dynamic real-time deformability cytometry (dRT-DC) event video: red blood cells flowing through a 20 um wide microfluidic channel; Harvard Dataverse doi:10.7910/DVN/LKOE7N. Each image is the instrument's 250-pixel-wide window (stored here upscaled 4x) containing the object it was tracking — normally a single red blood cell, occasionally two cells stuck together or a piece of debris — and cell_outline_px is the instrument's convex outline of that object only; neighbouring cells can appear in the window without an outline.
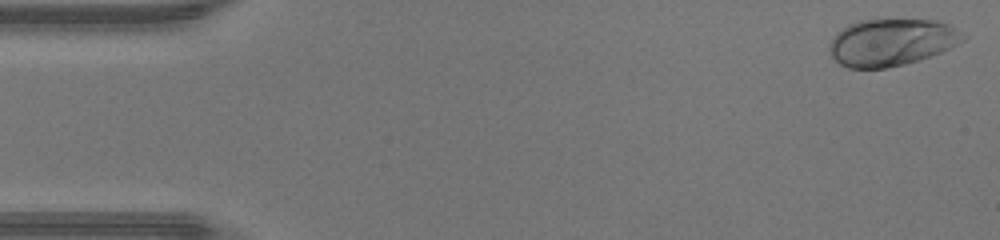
{"species": "human", "species_latin": "Homo sapiens", "temperature_condition": "warm", "stored_images_in_passage": 45, "camera_frame_rate_fps": 3000, "um_per_image_px": 0.085, "donor": {"sex": "male"}, "frame": {"image": 1, "passage_image": 1, "time_ms": 0.0, "image_size_px": [1000, 240], "cell_outline_px": [[968, 36], [964, 40], [940, 52], [904, 64], [884, 68], [848, 68], [840, 64], [832, 56], [828, 48], [828, 44], [836, 32], [848, 24], [860, 20], [936, 20], [948, 24]], "centroid_in_image_um": [75.74, 3.58], "position_along_channel_um": 9.3, "area_um2": 36.41}}
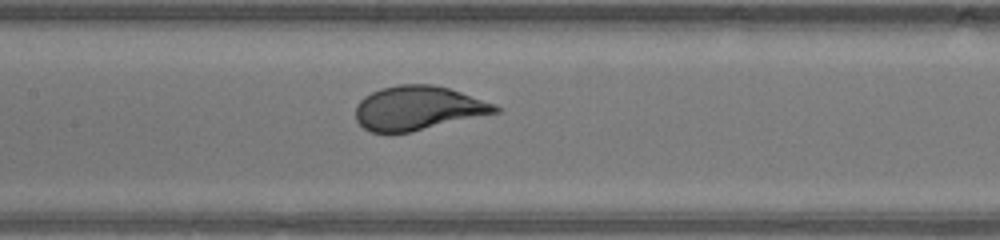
{"frame": {"image": 2, "passage_image": 21, "time_ms": 6.667, "image_size_px": [1000, 240], "cell_outline_px": [[500, 112], [412, 132], [372, 132], [364, 128], [356, 120], [356, 104], [364, 96], [380, 88], [400, 84], [432, 84], [448, 88], [496, 104], [500, 108]], "centroid_in_image_um": [35.53, 9.19], "position_along_channel_um": 171.9, "area_um2": 35.84}}
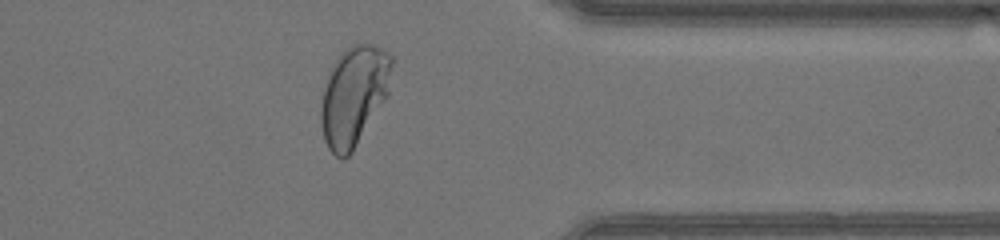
{"frame": {"image": 3, "passage_image": 36, "time_ms": 11.667, "image_size_px": [1000, 240], "cell_outline_px": [[392, 64], [388, 96], [352, 152], [344, 160], [340, 160], [328, 148], [324, 140], [320, 120], [320, 108], [324, 88], [332, 64], [340, 52], [344, 48], [352, 44], [372, 44], [380, 48], [392, 56]], "centroid_in_image_um": [30.07, 8.14], "position_along_channel_um": 381.3, "area_um2": 41.27}, "authors_computed_cell_mechanics": {"area_um2": 36.2984, "velocity_mm_per_s": 4.4574, "shape_relaxation_time_tau1_ms": 1.8694, "shape_relaxation_time_tau2_ms": null, "deformation_change_tau1": 0.1602, "deformation_change_tau2": null}}